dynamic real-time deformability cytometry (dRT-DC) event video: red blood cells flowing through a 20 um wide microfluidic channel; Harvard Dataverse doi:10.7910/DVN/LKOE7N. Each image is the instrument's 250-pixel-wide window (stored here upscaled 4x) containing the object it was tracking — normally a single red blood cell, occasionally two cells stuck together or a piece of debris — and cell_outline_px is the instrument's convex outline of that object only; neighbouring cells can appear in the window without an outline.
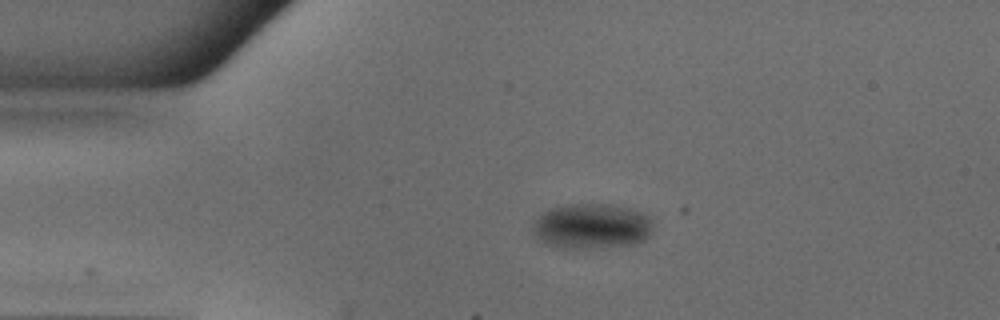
{"species": "common noctule bat (a hibernating species)", "species_latin": "Nyctalus noctula", "temperature_condition": "warm", "stored_images_in_passage": 41, "camera_frame_rate_fps": 3000, "um_per_image_px": 0.085, "animal": {"sex": "male", "body_mass_g": 18.8}, "frame": {"image": 1, "passage_image": 1, "time_ms": 0.0, "image_size_px": [1000, 320], "cell_outline_px": [[652, 232], [644, 240], [632, 244], [580, 248], [564, 248], [544, 244], [532, 232], [532, 224], [536, 216], [548, 208], [568, 204], [608, 204], [632, 208], [644, 212], [652, 220]], "centroid_in_image_um": [50.26, 19.2], "position_along_channel_um": 34.7, "area_um2": 32.02}}
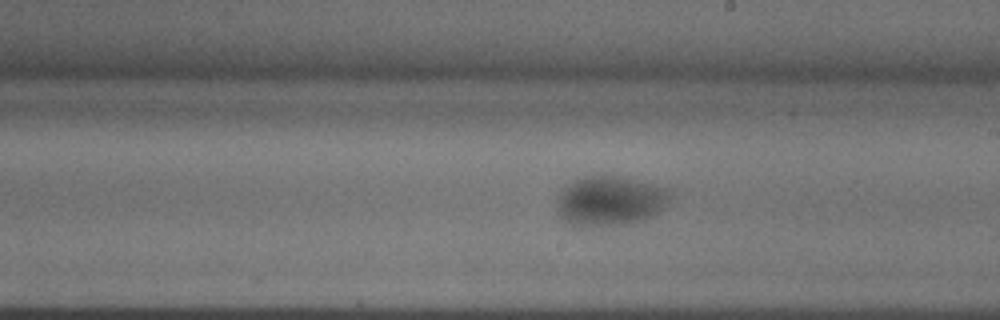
{"frame": {"image": 2, "passage_image": 19, "time_ms": 6.0, "image_size_px": [1000, 320], "cell_outline_px": [[672, 192], [668, 200], [652, 216], [624, 224], [572, 224], [564, 220], [556, 212], [560, 192], [564, 188], [576, 180], [588, 176], [620, 176], [664, 188]], "centroid_in_image_um": [51.82, 17.05], "position_along_channel_um": 237.2, "area_um2": 31.44}}
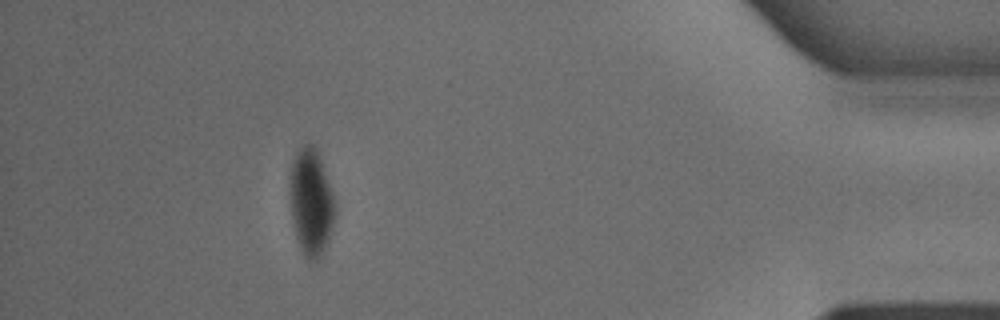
{"frame": {"image": 3, "passage_image": 36, "time_ms": 11.667, "image_size_px": [1000, 320], "cell_outline_px": [[336, 212], [328, 240], [320, 256], [316, 260], [308, 260], [304, 256], [300, 248], [296, 236], [292, 220], [288, 192], [288, 184], [292, 164], [296, 152], [304, 144], [312, 144], [316, 148], [320, 156], [332, 192], [336, 208]], "centroid_in_image_um": [26.41, 17.16], "position_along_channel_um": 408.8, "area_um2": 28.21}}